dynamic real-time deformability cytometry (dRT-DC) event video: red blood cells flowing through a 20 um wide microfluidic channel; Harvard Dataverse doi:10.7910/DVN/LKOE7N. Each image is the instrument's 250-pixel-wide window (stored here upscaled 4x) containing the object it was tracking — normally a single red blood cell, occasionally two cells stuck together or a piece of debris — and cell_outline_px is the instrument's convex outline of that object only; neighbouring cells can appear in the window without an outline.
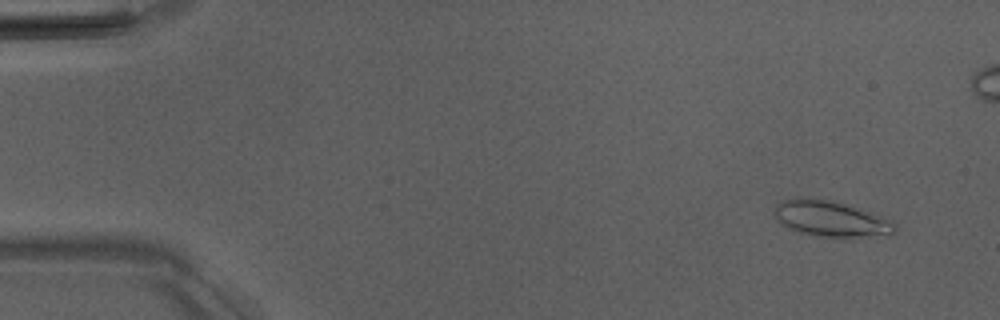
{"species": "Egyptian fruit bat (a non-hibernating species)", "species_latin": "Rousettus aegyptiacus", "temperature_condition": "room temperature", "stored_images_in_passage": 53, "camera_frame_rate_fps": 3000, "um_per_image_px": 0.085, "animal": {"sex": "male"}, "frame": {"image": 1, "passage_image": 4, "time_ms": 1.0, "image_size_px": [1000, 320], "cell_outline_px": [[896, 232], [892, 236], [852, 240], [832, 240], [800, 232], [788, 228], [780, 224], [776, 220], [776, 204], [780, 200], [800, 196], [832, 200], [876, 212], [892, 220], [896, 224]], "centroid_in_image_um": [70.75, 18.65], "position_along_channel_um": 14.2, "area_um2": 27.11}}
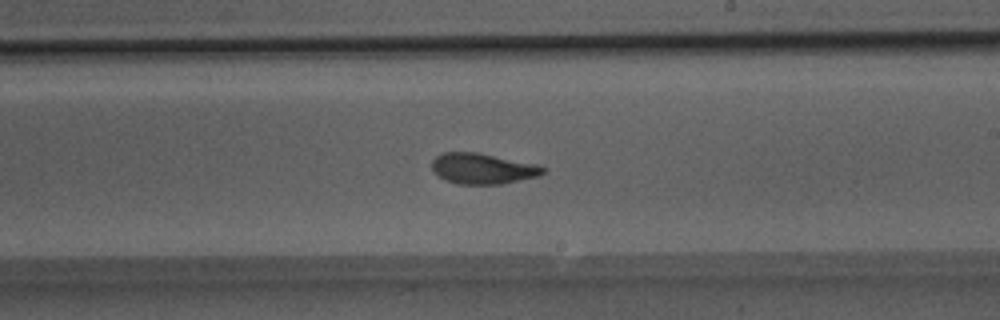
{"frame": {"image": 2, "passage_image": 31, "time_ms": 10.0, "image_size_px": [1000, 320], "cell_outline_px": [[544, 172], [540, 176], [500, 184], [456, 184], [444, 180], [432, 168], [432, 160], [436, 156], [444, 152], [476, 152], [536, 164], [544, 168]], "centroid_in_image_um": [41.01, 14.33], "position_along_channel_um": 248.0, "area_um2": 19.71}}
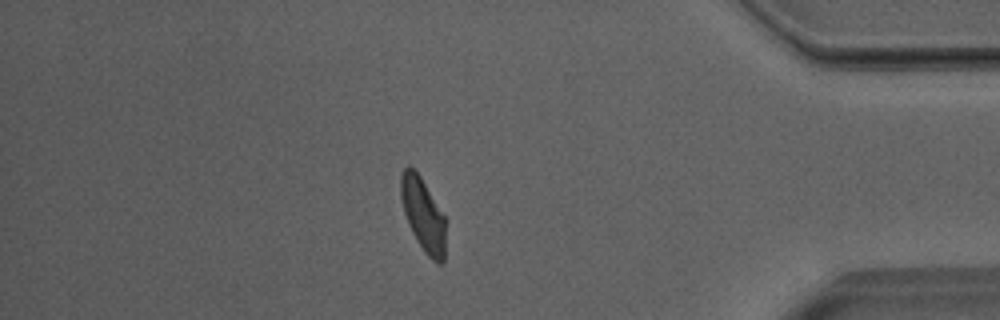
{"frame": {"image": 3, "passage_image": 45, "time_ms": 14.667, "image_size_px": [1000, 320], "cell_outline_px": [[444, 260], [440, 264], [432, 260], [424, 252], [416, 240], [408, 224], [404, 212], [400, 196], [400, 176], [404, 168], [408, 164], [420, 176], [444, 216]], "centroid_in_image_um": [35.92, 18.24], "position_along_channel_um": 399.3, "area_um2": 18.84}, "authors_computed_cell_mechanics": {"area_um2": 20.2878, "velocity_mm_per_s": 3.9847, "shape_relaxation_time_tau1_ms": 4.7348, "shape_relaxation_time_tau2_ms": 1.5986, "deformation_change_tau1": 0.1693, "deformation_change_tau2": 0.0848}}